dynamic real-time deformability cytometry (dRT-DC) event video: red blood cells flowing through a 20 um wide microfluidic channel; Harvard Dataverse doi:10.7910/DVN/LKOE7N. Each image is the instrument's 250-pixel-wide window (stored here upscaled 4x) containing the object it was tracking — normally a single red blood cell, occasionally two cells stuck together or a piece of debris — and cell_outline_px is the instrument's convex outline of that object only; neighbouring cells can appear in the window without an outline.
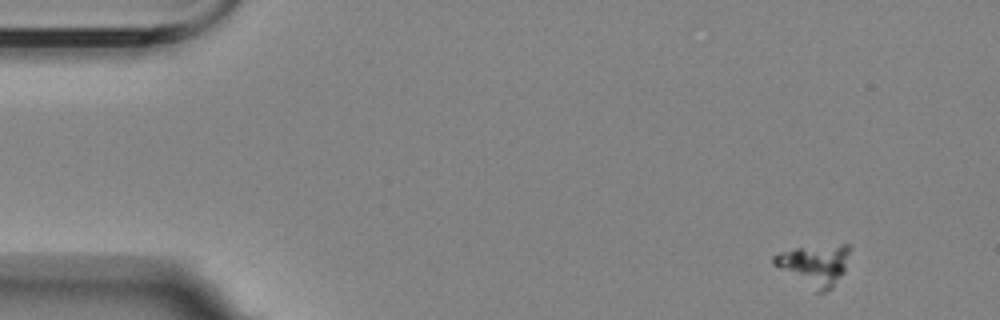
{"species": "Egyptian fruit bat (a non-hibernating species)", "species_latin": "Rousettus aegyptiacus", "temperature_condition": "room temperature", "stored_images_in_passage": 4, "camera_frame_rate_fps": 3000, "um_per_image_px": 0.085, "animal": {"sex": "female"}, "frame": {"image": 1, "passage_image": 1, "time_ms": 0.0, "image_size_px": [1000, 320], "cell_outline_px": [[848, 252], [844, 272], [832, 288], [824, 292], [816, 292], [772, 264], [772, 256], [780, 252], [796, 248], [840, 244], [848, 244]], "centroid_in_image_um": [69.2, 22.53], "position_along_channel_um": 15.8, "area_um2": 17.98}}